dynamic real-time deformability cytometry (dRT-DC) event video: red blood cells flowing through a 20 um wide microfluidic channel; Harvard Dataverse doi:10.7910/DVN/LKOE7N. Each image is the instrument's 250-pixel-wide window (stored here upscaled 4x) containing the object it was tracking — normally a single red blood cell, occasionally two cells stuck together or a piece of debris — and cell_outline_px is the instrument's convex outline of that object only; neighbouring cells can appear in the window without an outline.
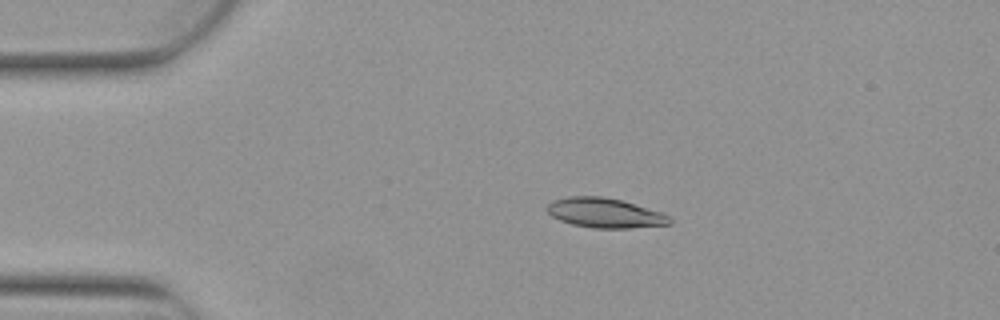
{"species": "Egyptian fruit bat (a non-hibernating species)", "species_latin": "Rousettus aegyptiacus", "temperature_condition": "warm", "stored_images_in_passage": 4, "camera_frame_rate_fps": 3000, "um_per_image_px": 0.085, "animal": {"sex": "female"}, "frame": {"image": 1, "passage_image": 2, "time_ms": 0.333, "image_size_px": [1000, 320], "cell_outline_px": [[672, 224], [628, 228], [592, 228], [572, 224], [560, 220], [552, 216], [544, 208], [552, 200], [568, 196], [600, 196], [620, 200], [660, 212], [668, 216], [672, 220]], "centroid_in_image_um": [51.36, 18.1], "position_along_channel_um": 33.6, "area_um2": 21.1}}
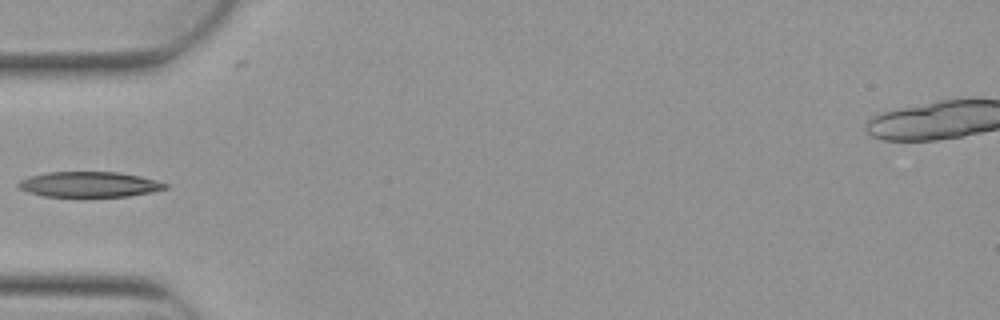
{"frame": {"image": 2, "passage_image": 4, "time_ms": 1.0, "image_size_px": [1000, 320], "cell_outline_px": [[168, 188], [152, 192], [128, 196], [80, 200], [44, 196], [28, 192], [20, 188], [16, 184], [20, 180], [28, 176], [48, 172], [120, 172], [140, 176], [156, 180], [168, 184]], "centroid_in_image_um": [7.57, 15.72], "position_along_channel_um": 77.4, "area_um2": 22.89}}